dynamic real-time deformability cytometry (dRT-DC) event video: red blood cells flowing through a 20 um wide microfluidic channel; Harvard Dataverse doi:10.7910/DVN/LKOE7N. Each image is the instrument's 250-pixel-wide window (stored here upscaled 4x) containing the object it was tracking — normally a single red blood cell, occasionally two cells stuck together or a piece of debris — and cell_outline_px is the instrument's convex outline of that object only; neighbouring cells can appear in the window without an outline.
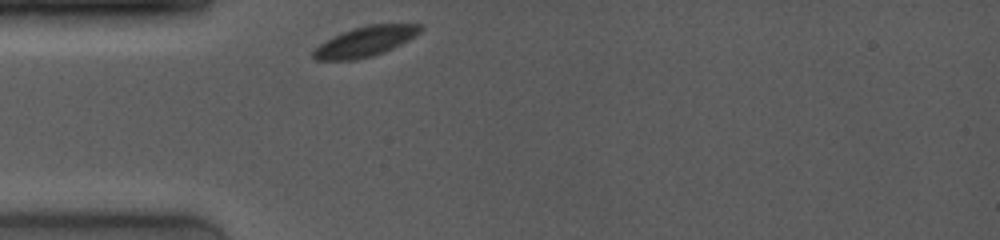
{"species": "common noctule bat (a hibernating species)", "species_latin": "Nyctalus noctula", "temperature_condition": "room temperature", "stored_images_in_passage": 37, "camera_frame_rate_fps": 4000, "um_per_image_px": 0.085, "animal": {"sex": "female", "body_mass_g": 19.0, "forearm_length_mm": 53.3}, "frame": {"image": 1, "passage_image": 1, "time_ms": 0.0, "image_size_px": [1000, 240], "cell_outline_px": [[424, 28], [420, 32], [400, 44], [384, 52], [372, 56], [356, 60], [316, 60], [312, 56], [312, 52], [320, 44], [332, 36], [352, 28], [368, 24], [420, 24]], "centroid_in_image_um": [31.02, 3.52], "position_along_channel_um": 54.0, "area_um2": 18.67}}
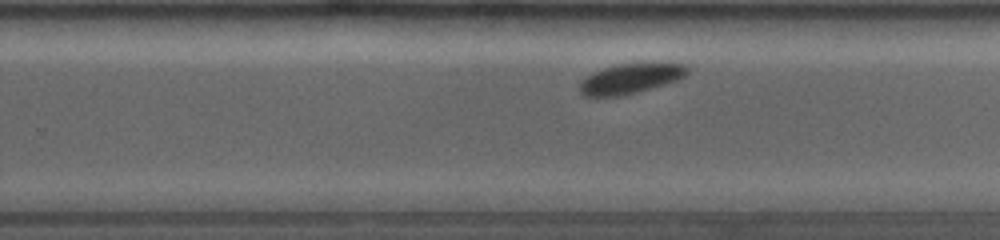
{"frame": {"image": 2, "passage_image": 25, "time_ms": 6.0, "image_size_px": [1000, 240], "cell_outline_px": [[688, 72], [680, 80], [636, 92], [620, 96], [584, 96], [580, 92], [580, 84], [592, 72], [616, 64], [652, 60], [672, 60], [684, 64], [688, 68]], "centroid_in_image_um": [53.73, 6.6], "position_along_channel_um": 276.1, "area_um2": 19.65}}
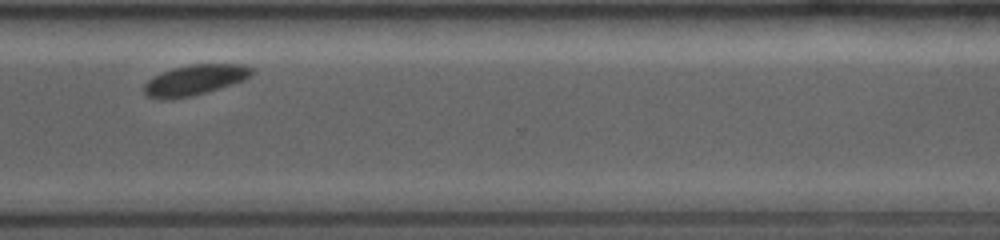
{"frame": {"image": 3, "passage_image": 36, "time_ms": 8.0, "image_size_px": [1000, 240], "cell_outline_px": [[256, 72], [252, 76], [244, 80], [220, 88], [192, 96], [160, 100], [148, 96], [144, 92], [144, 84], [148, 80], [172, 68], [192, 64], [244, 64], [252, 68]], "centroid_in_image_um": [16.61, 6.79], "position_along_channel_um": 354.0, "area_um2": 19.07}}